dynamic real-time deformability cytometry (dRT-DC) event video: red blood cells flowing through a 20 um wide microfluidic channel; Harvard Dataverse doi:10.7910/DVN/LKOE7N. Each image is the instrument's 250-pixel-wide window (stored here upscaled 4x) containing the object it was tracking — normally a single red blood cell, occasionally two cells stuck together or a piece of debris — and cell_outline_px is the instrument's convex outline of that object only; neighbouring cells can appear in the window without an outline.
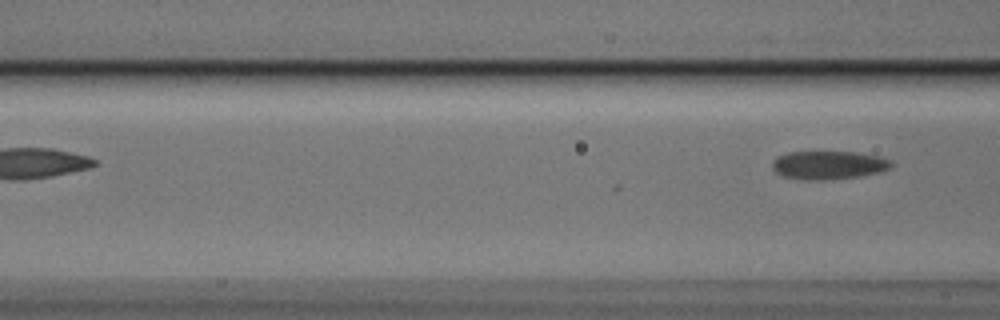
{"species": "Egyptian fruit bat (a non-hibernating species)", "species_latin": "Rousettus aegyptiacus", "temperature_condition": "cold", "stored_images_in_passage": 5, "camera_frame_rate_fps": 3000, "um_per_image_px": 0.085, "animal": {"sex": "male"}, "frame": {"image": 1, "passage_image": 5, "time_ms": 1.333, "image_size_px": [1000, 320], "cell_outline_px": [[892, 168], [880, 172], [860, 176], [824, 180], [808, 180], [784, 176], [776, 172], [772, 168], [772, 160], [776, 156], [788, 152], [856, 152], [880, 156], [892, 160]], "centroid_in_image_um": [70.45, 14.02], "position_along_channel_um": 96.2, "area_um2": 19.83}}